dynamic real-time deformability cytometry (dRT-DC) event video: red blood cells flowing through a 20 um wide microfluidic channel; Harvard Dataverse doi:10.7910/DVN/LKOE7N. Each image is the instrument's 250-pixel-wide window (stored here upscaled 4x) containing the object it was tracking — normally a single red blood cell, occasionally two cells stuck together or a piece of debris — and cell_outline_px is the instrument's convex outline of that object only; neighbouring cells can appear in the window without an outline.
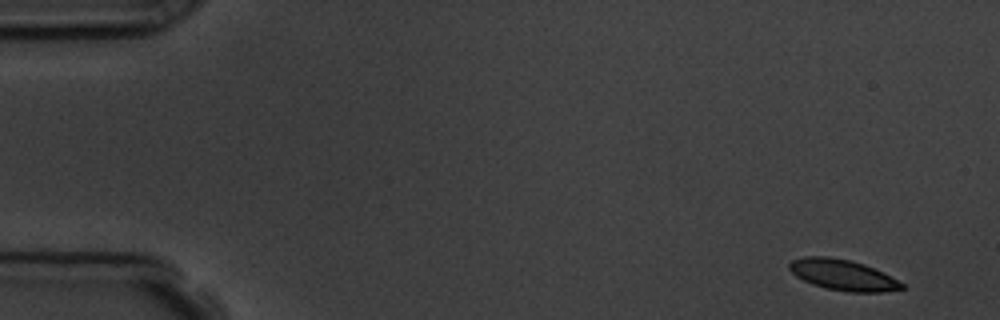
{"species": "common noctule bat (a hibernating species)", "species_latin": "Nyctalus noctula", "temperature_condition": "room temperature", "stored_images_in_passage": 6, "camera_frame_rate_fps": 3000, "um_per_image_px": 0.085, "animal": {"sex": "male", "body_mass_g": 19.5, "forearm_length_mm": 54.6}, "frame": {"image": 1, "passage_image": 1, "time_ms": 0.0, "image_size_px": [1000, 320], "cell_outline_px": [[904, 288], [884, 292], [848, 292], [828, 288], [812, 284], [796, 276], [788, 268], [788, 264], [792, 260], [804, 256], [828, 256], [848, 260], [864, 264], [904, 284]], "centroid_in_image_um": [71.59, 23.36], "position_along_channel_um": 13.4, "area_um2": 19.83}}
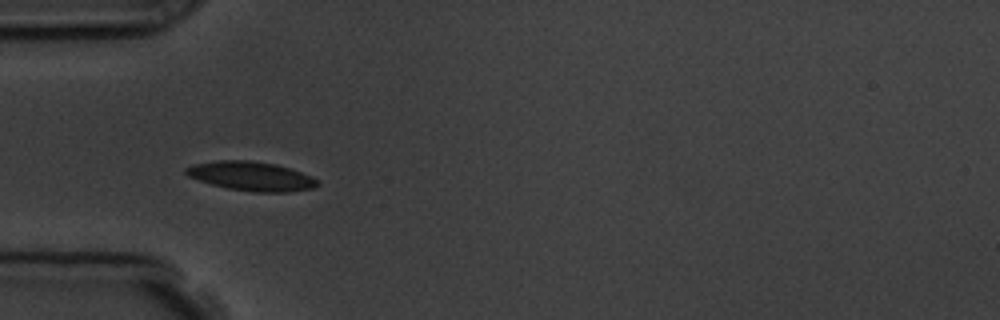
{"frame": {"image": 2, "passage_image": 5, "time_ms": 4.667, "image_size_px": [1000, 320], "cell_outline_px": [[320, 184], [312, 188], [288, 192], [256, 192], [228, 188], [212, 184], [188, 176], [184, 172], [184, 168], [196, 164], [216, 160], [252, 160], [276, 164], [312, 176], [320, 180]], "centroid_in_image_um": [21.38, 14.97], "position_along_channel_um": 63.6, "area_um2": 22.25}}